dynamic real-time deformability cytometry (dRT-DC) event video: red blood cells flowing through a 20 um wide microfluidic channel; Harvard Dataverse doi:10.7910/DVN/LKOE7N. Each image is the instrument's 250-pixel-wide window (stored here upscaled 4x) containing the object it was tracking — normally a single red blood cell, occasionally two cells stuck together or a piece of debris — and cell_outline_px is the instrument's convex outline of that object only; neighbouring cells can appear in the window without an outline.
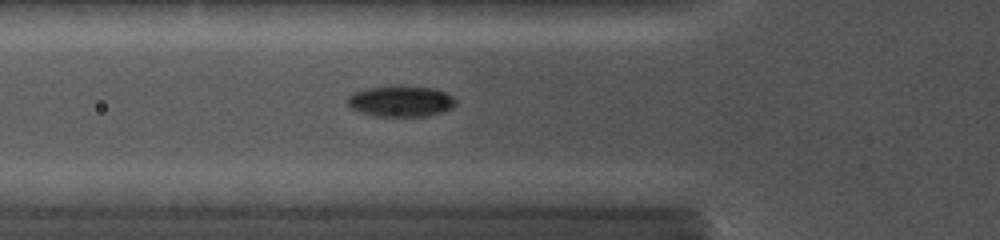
{"species": "common noctule bat (a hibernating species)", "species_latin": "Nyctalus noctula", "temperature_condition": "cold", "stored_images_in_passage": 28, "camera_frame_rate_fps": 5000, "um_per_image_px": 0.085, "animal": {"sex": "female", "body_mass_g": 19.0, "forearm_length_mm": 56.7}, "frame": {"image": 1, "passage_image": 2, "time_ms": 0.4, "image_size_px": [1000, 240], "cell_outline_px": [[456, 104], [452, 108], [428, 116], [376, 116], [356, 112], [348, 104], [348, 96], [356, 92], [368, 88], [396, 84], [400, 84], [432, 88], [444, 92], [452, 96], [456, 100]], "centroid_in_image_um": [34.06, 8.59], "position_along_channel_um": 91.7, "area_um2": 19.77}}
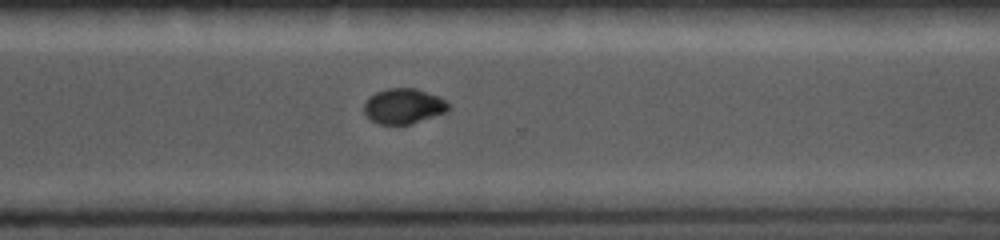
{"frame": {"image": 2, "passage_image": 18, "time_ms": 6.4, "image_size_px": [1000, 240], "cell_outline_px": [[452, 108], [448, 112], [408, 124], [380, 124], [372, 120], [364, 112], [364, 104], [368, 96], [376, 92], [388, 88], [416, 88], [440, 96]], "centroid_in_image_um": [34.33, 9.0], "position_along_channel_um": 336.3, "area_um2": 17.4}}
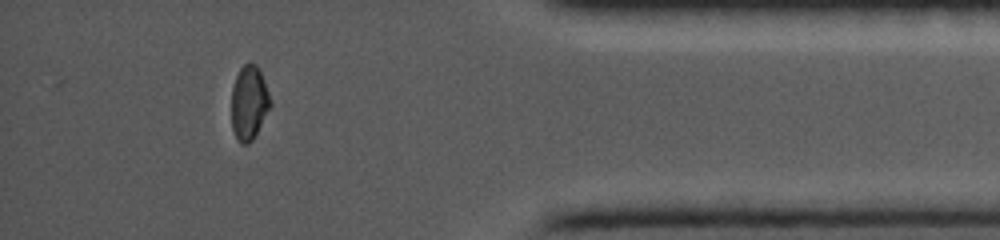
{"frame": {"image": 3, "passage_image": 24, "time_ms": 8.8, "image_size_px": [1000, 240], "cell_outline_px": [[272, 104], [252, 140], [248, 144], [240, 144], [232, 128], [232, 88], [236, 76], [240, 68], [248, 60], [256, 64], [260, 68]], "centroid_in_image_um": [21.17, 8.69], "position_along_channel_um": 414.0, "area_um2": 16.82}}